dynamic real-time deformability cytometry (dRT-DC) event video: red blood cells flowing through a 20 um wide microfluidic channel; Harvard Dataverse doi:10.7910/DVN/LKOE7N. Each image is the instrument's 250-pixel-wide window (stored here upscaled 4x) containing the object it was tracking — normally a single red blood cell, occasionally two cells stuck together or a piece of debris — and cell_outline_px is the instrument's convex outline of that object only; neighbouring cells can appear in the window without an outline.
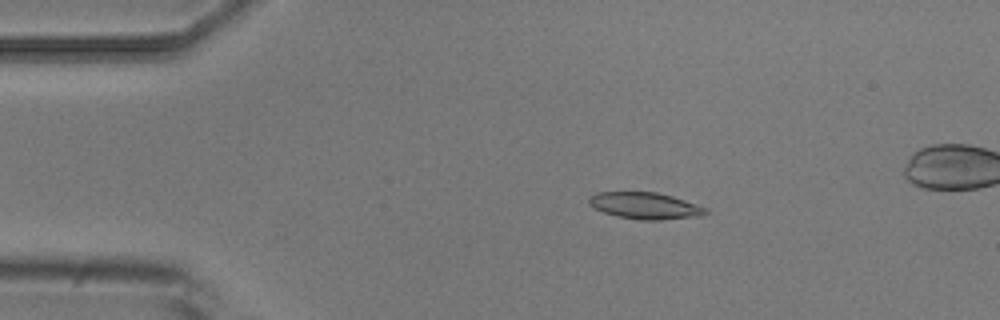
{"species": "common noctule bat (a hibernating species)", "species_latin": "Nyctalus noctula", "temperature_condition": "room temperature", "stored_images_in_passage": 6, "camera_frame_rate_fps": 3000, "um_per_image_px": 0.085, "animal": {"sex": "male", "body_mass_g": 20.5, "forearm_length_mm": 52.5}, "frame": {"image": 1, "passage_image": 3, "time_ms": 2.333, "image_size_px": [1000, 320], "cell_outline_px": [[708, 212], [704, 216], [656, 220], [644, 220], [616, 216], [592, 208], [588, 204], [588, 196], [596, 192], [656, 192], [672, 196], [708, 208]], "centroid_in_image_um": [54.81, 17.48], "position_along_channel_um": 30.2, "area_um2": 18.26}}